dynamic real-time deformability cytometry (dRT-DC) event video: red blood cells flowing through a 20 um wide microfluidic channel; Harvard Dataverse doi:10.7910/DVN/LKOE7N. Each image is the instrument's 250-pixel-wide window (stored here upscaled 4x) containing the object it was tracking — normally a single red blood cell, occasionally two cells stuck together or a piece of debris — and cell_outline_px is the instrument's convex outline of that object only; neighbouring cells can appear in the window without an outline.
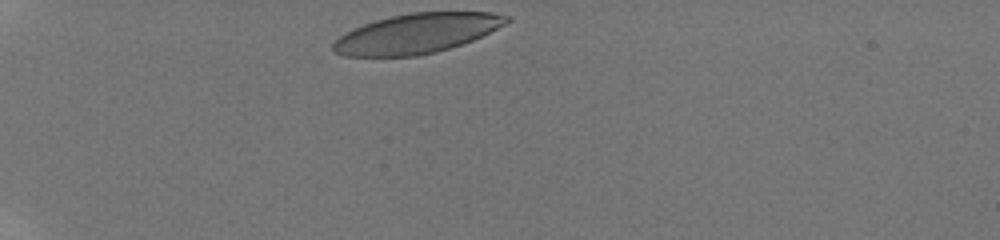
{"species": "human", "species_latin": "Homo sapiens", "temperature_condition": "room temperature", "stored_images_in_passage": 8, "camera_frame_rate_fps": 3000, "um_per_image_px": 0.085, "donor": {"sex": "male"}, "frame": {"image": 1, "passage_image": 1, "time_ms": 0.0, "image_size_px": [1000, 240], "cell_outline_px": [[512, 20], [472, 40], [436, 52], [416, 56], [344, 56], [336, 52], [332, 48], [332, 44], [344, 32], [352, 28], [376, 20], [408, 12], [492, 12], [512, 16]], "centroid_in_image_um": [35.41, 2.83], "position_along_channel_um": 49.6, "area_um2": 39.94}}
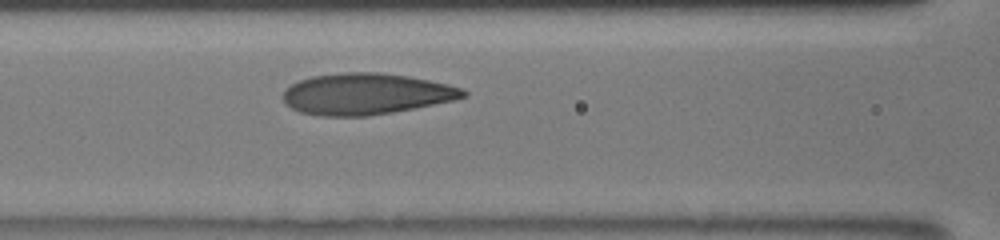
{"frame": {"image": 2, "passage_image": 6, "time_ms": 3.333, "image_size_px": [1000, 240], "cell_outline_px": [[468, 96], [452, 100], [416, 108], [368, 116], [320, 116], [300, 112], [284, 104], [284, 88], [300, 80], [312, 76], [344, 72], [376, 72], [408, 76], [448, 84], [464, 88], [468, 92]], "centroid_in_image_um": [31.11, 7.98], "position_along_channel_um": 135.5, "area_um2": 43.41}}
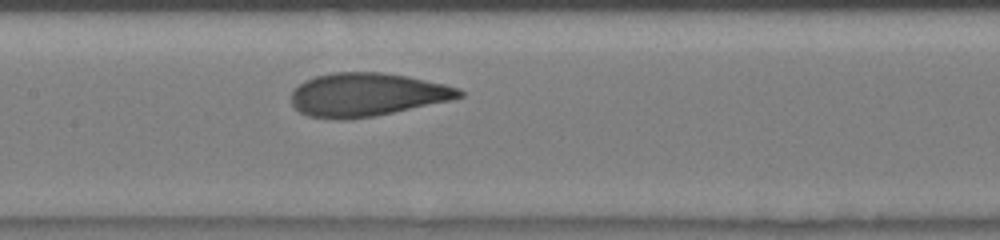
{"frame": {"image": 3, "passage_image": 8, "time_ms": 4.333, "image_size_px": [1000, 240], "cell_outline_px": [[464, 96], [452, 100], [352, 120], [336, 120], [308, 116], [300, 112], [292, 104], [292, 92], [304, 80], [316, 76], [332, 72], [384, 72], [408, 76], [444, 84], [460, 88], [464, 92]], "centroid_in_image_um": [31.19, 8.04], "position_along_channel_um": 176.2, "area_um2": 42.54}}